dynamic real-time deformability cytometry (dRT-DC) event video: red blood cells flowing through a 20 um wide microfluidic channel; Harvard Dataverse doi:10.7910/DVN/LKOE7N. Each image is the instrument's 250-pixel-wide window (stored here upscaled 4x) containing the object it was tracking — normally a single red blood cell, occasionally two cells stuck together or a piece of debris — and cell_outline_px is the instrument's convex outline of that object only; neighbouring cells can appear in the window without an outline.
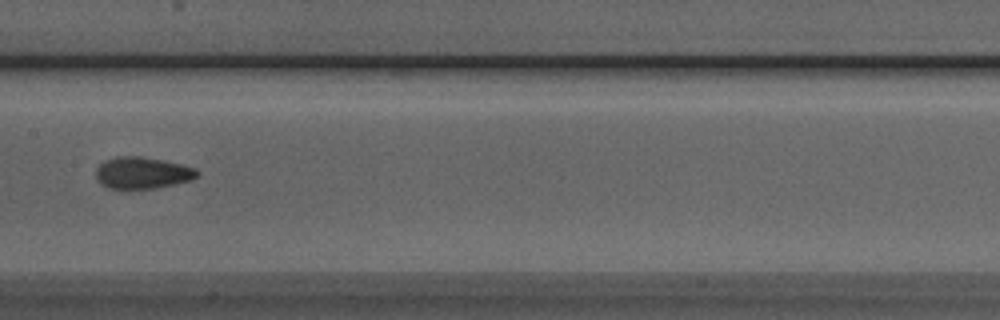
{"species": "Egyptian fruit bat (a non-hibernating species)", "species_latin": "Rousettus aegyptiacus", "temperature_condition": "room temperature", "stored_images_in_passage": 6, "camera_frame_rate_fps": 3000, "um_per_image_px": 0.085, "animal": {"sex": "male"}, "frame": {"image": 1, "passage_image": 5, "time_ms": 1.333, "image_size_px": [1000, 320], "cell_outline_px": [[200, 172], [192, 180], [156, 188], [128, 192], [108, 188], [100, 184], [96, 180], [96, 168], [100, 164], [116, 156], [140, 156], [164, 160], [196, 168]], "centroid_in_image_um": [12.06, 14.74], "position_along_channel_um": 195.3, "area_um2": 19.36}}
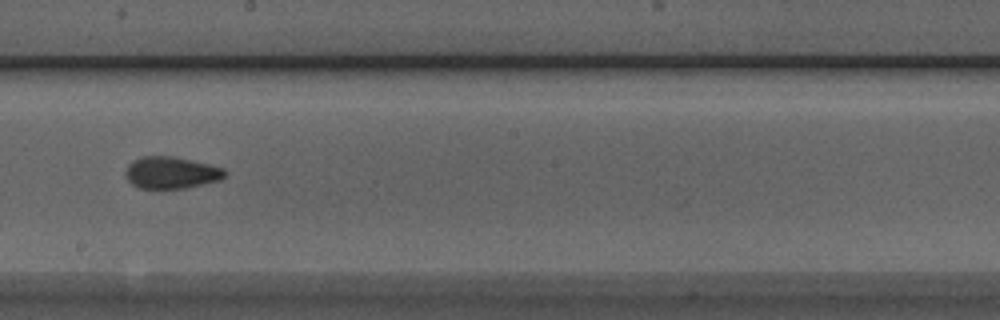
{"frame": {"image": 2, "passage_image": 6, "time_ms": 1.667, "image_size_px": [1000, 320], "cell_outline_px": [[224, 176], [220, 180], [184, 188], [136, 188], [128, 180], [124, 172], [128, 164], [132, 160], [140, 156], [176, 156], [224, 168]], "centroid_in_image_um": [14.49, 14.66], "position_along_channel_um": 233.7, "area_um2": 18.5}}